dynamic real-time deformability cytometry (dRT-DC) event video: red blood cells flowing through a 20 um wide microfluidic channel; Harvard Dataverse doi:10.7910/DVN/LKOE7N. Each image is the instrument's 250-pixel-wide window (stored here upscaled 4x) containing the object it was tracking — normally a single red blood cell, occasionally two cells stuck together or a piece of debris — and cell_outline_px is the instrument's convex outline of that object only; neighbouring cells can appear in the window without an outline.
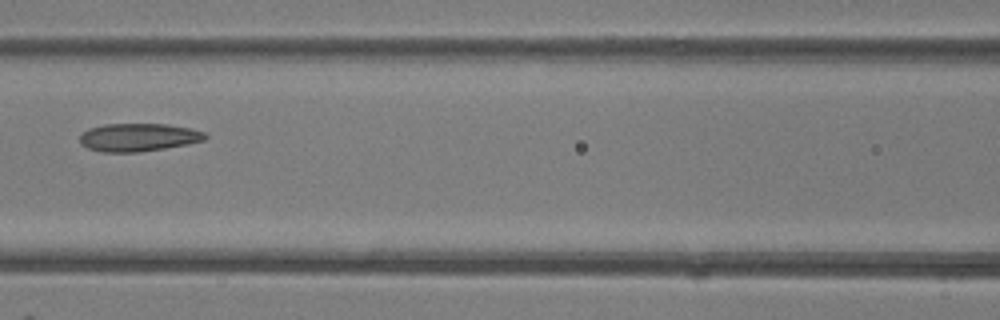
{"species": "common noctule bat (a hibernating species)", "species_latin": "Nyctalus noctula", "temperature_condition": "room temperature", "stored_images_in_passage": 4, "camera_frame_rate_fps": 3000, "um_per_image_px": 0.085, "animal": {"sex": "female"}, "frame": {"image": 1, "passage_image": 4, "time_ms": 3.333, "image_size_px": [1000, 320], "cell_outline_px": [[208, 136], [204, 140], [188, 144], [164, 148], [136, 152], [104, 152], [88, 148], [80, 144], [80, 132], [88, 128], [104, 124], [168, 124], [192, 128], [204, 132]], "centroid_in_image_um": [11.75, 11.66], "position_along_channel_um": 154.9, "area_um2": 20.58}}